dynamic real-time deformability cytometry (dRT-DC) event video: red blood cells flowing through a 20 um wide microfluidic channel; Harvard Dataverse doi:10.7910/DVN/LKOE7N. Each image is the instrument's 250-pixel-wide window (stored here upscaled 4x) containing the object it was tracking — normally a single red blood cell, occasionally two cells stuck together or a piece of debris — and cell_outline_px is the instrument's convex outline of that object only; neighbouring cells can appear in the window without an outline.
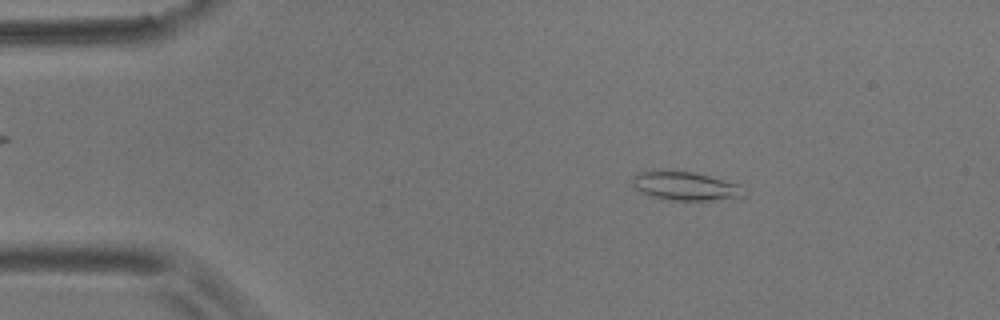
{"species": "common noctule bat (a hibernating species)", "species_latin": "Nyctalus noctula", "temperature_condition": "room temperature", "stored_images_in_passage": 55, "camera_frame_rate_fps": 3000, "um_per_image_px": 0.085, "animal": {"sex": "male", "body_mass_g": 17.9}, "frame": {"image": 1, "passage_image": 8, "time_ms": 2.333, "image_size_px": [1000, 320], "cell_outline_px": [[744, 196], [708, 200], [672, 200], [652, 196], [636, 188], [632, 184], [632, 176], [640, 172], [692, 172], [740, 184]], "centroid_in_image_um": [58.25, 15.82], "position_along_channel_um": 26.7, "area_um2": 17.8}}
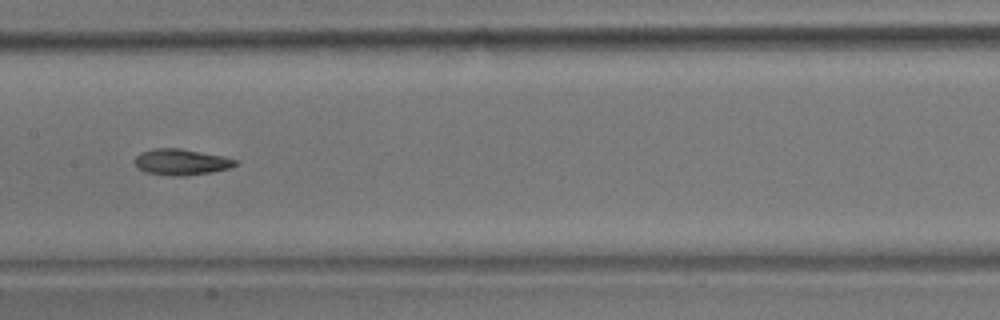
{"frame": {"image": 2, "passage_image": 27, "time_ms": 8.667, "image_size_px": [1000, 320], "cell_outline_px": [[236, 164], [228, 168], [212, 172], [184, 176], [168, 176], [144, 172], [136, 164], [136, 156], [140, 152], [152, 148], [180, 148], [220, 156], [236, 160]], "centroid_in_image_um": [15.35, 13.77], "position_along_channel_um": 192.1, "area_um2": 15.09}}
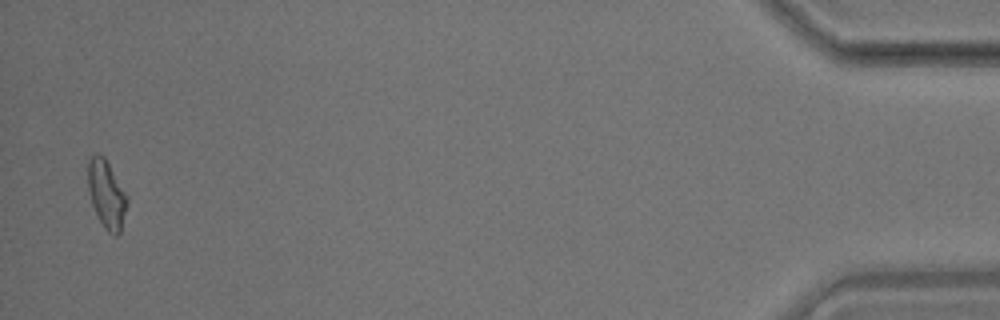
{"frame": {"image": 3, "passage_image": 54, "time_ms": 17.667, "image_size_px": [1000, 320], "cell_outline_px": [[128, 204], [120, 232], [116, 236], [108, 232], [104, 228], [92, 204], [88, 188], [88, 160], [96, 152], [104, 156], [128, 196]], "centroid_in_image_um": [9.07, 16.5], "position_along_channel_um": 426.1, "area_um2": 15.49}, "authors_computed_cell_mechanics": {"area_um2": 15.4326, "velocity_mm_per_s": 3.5659, "shape_relaxation_time_tau1_ms": null, "shape_relaxation_time_tau2_ms": 4.3232, "deformation_change_tau1": null, "deformation_change_tau2": 0.1168}}